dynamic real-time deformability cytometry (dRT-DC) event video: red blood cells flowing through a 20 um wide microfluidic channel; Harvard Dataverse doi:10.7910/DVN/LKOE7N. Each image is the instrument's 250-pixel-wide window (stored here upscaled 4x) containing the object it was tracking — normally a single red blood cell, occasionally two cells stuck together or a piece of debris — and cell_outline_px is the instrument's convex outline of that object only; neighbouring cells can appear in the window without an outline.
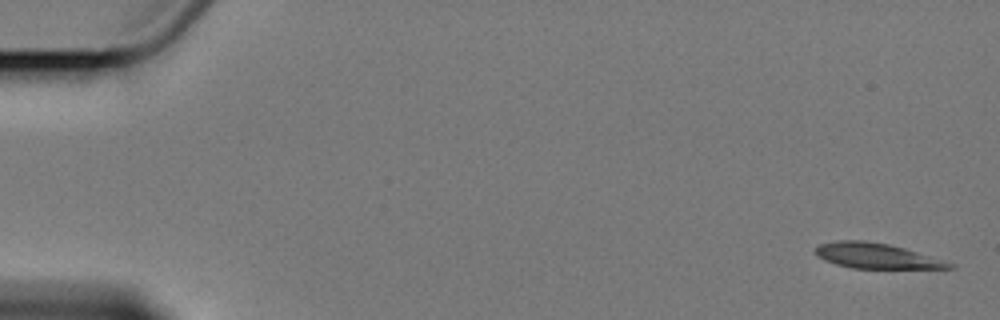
{"species": "Egyptian fruit bat (a non-hibernating species)", "species_latin": "Rousettus aegyptiacus", "temperature_condition": "cold", "stored_images_in_passage": 6, "camera_frame_rate_fps": 3000, "um_per_image_px": 0.085, "animal": {"sex": "female"}, "frame": {"image": 1, "passage_image": 1, "time_ms": 0.0, "image_size_px": [1000, 320], "cell_outline_px": [[956, 268], [852, 268], [836, 264], [824, 260], [816, 256], [812, 252], [812, 248], [820, 244], [840, 240], [864, 240], [888, 244], [904, 248], [956, 264]], "centroid_in_image_um": [74.42, 21.74], "position_along_channel_um": 10.6, "area_um2": 19.71}}
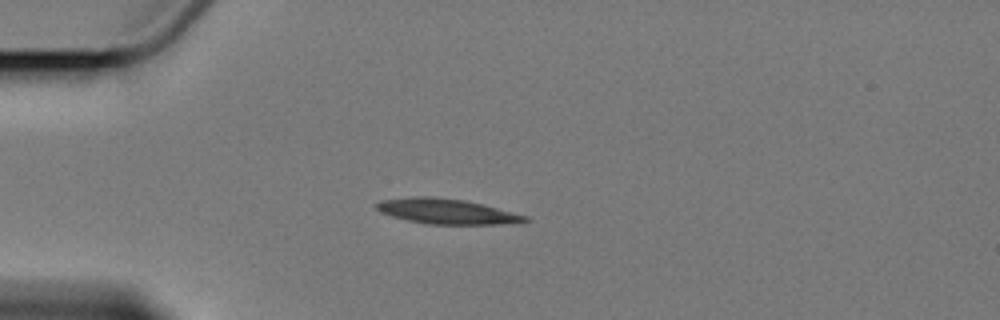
{"frame": {"image": 2, "passage_image": 5, "time_ms": 4.667, "image_size_px": [1000, 320], "cell_outline_px": [[532, 220], [496, 224], [428, 224], [408, 220], [392, 216], [380, 212], [376, 208], [376, 204], [384, 200], [416, 196], [428, 196], [464, 200], [528, 216]], "centroid_in_image_um": [37.95, 17.97], "position_along_channel_um": 47.1, "area_um2": 21.27}}